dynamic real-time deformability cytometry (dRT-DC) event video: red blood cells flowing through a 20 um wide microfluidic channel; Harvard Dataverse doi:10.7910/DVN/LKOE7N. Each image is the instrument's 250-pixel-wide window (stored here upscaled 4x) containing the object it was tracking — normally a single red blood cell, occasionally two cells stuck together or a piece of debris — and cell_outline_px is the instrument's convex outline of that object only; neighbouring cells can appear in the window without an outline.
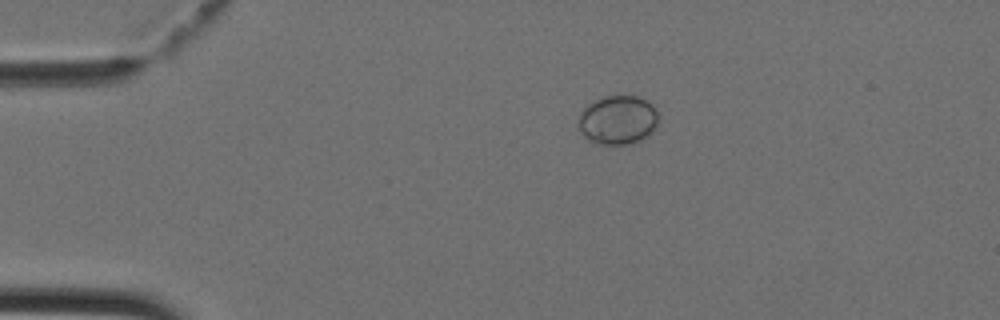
{"species": "Egyptian fruit bat (a non-hibernating species)", "species_latin": "Rousettus aegyptiacus", "temperature_condition": "cold", "stored_images_in_passage": 36, "camera_frame_rate_fps": 3000, "um_per_image_px": 0.085, "animal": {"sex": "female"}, "frame": {"image": 1, "passage_image": 1, "time_ms": 0.0, "image_size_px": [1000, 320], "cell_outline_px": [[656, 124], [652, 132], [648, 136], [632, 144], [596, 144], [588, 140], [580, 132], [580, 112], [588, 104], [604, 96], [640, 96], [648, 100], [656, 108]], "centroid_in_image_um": [52.52, 10.2], "position_along_channel_um": 32.5, "area_um2": 22.83}}
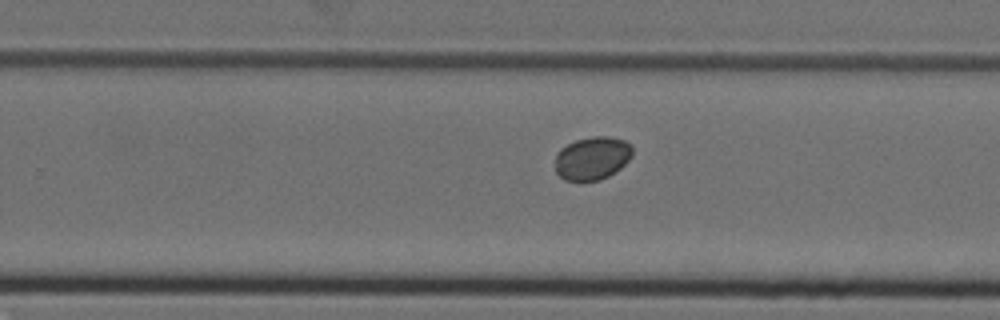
{"frame": {"image": 2, "passage_image": 20, "time_ms": 6.333, "image_size_px": [1000, 320], "cell_outline_px": [[632, 156], [620, 168], [608, 176], [600, 180], [564, 180], [556, 172], [556, 152], [560, 148], [576, 140], [592, 136], [608, 136], [624, 140], [632, 144]], "centroid_in_image_um": [50.34, 13.43], "position_along_channel_um": 279.5, "area_um2": 19.42}}
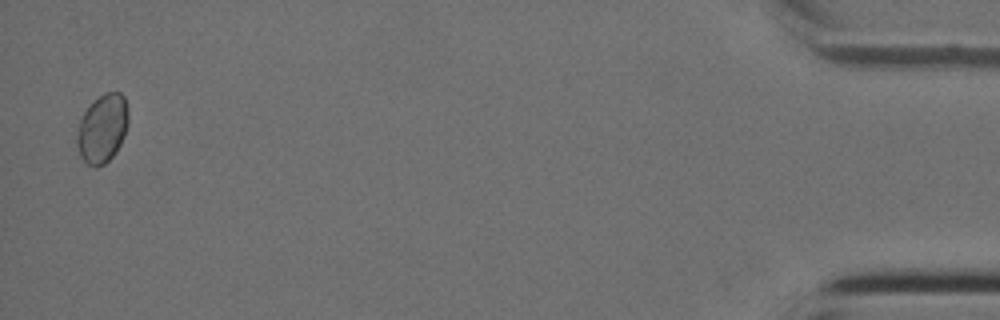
{"frame": {"image": 3, "passage_image": 35, "time_ms": 11.333, "image_size_px": [1000, 320], "cell_outline_px": [[128, 124], [120, 144], [116, 152], [104, 164], [96, 168], [88, 164], [80, 156], [76, 140], [76, 136], [80, 120], [84, 112], [104, 92], [120, 92], [124, 96], [128, 108]], "centroid_in_image_um": [8.71, 10.93], "position_along_channel_um": 426.5, "area_um2": 20.35}}